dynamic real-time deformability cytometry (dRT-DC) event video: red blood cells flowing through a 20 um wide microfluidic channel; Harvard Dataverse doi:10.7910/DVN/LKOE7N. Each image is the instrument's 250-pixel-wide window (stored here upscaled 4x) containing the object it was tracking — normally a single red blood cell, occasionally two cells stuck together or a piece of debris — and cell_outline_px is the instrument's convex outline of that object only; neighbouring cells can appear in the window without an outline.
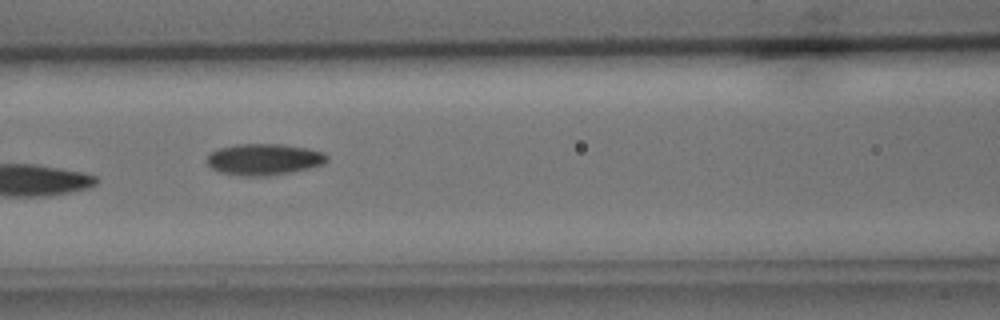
{"species": "common noctule bat (a hibernating species)", "species_latin": "Nyctalus noctula", "temperature_condition": "cold", "stored_images_in_passage": 8, "camera_frame_rate_fps": 3000, "um_per_image_px": 0.085, "animal": {"sex": "male", "body_mass_g": 15.6}, "frame": {"image": 1, "passage_image": 8, "time_ms": 8.0, "image_size_px": [1000, 320], "cell_outline_px": [[328, 160], [324, 164], [308, 168], [288, 172], [256, 176], [244, 176], [220, 172], [212, 168], [208, 164], [208, 156], [212, 152], [220, 148], [236, 144], [284, 144], [308, 148], [324, 152], [328, 156]], "centroid_in_image_um": [22.47, 13.53], "position_along_channel_um": 144.1, "area_um2": 21.68}}